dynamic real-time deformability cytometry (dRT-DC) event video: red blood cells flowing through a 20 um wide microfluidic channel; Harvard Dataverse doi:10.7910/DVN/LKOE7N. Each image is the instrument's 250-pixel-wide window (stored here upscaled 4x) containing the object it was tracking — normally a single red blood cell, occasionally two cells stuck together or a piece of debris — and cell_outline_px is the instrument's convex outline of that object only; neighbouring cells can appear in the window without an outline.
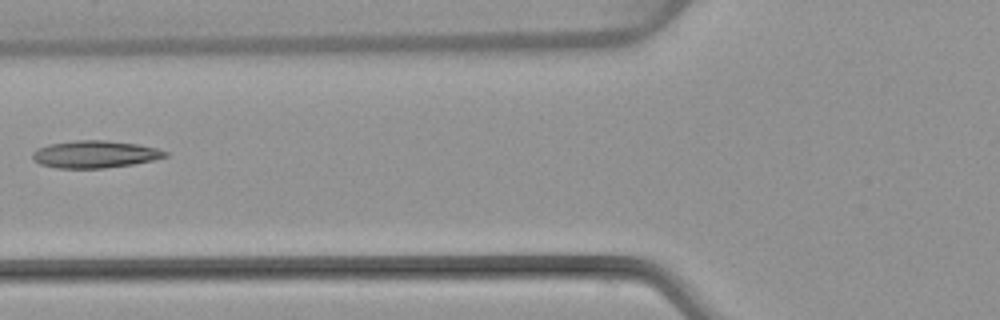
{"species": "common noctule bat (a hibernating species)", "species_latin": "Nyctalus noctula", "temperature_condition": "warm", "stored_images_in_passage": 6, "camera_frame_rate_fps": 3000, "um_per_image_px": 0.085, "animal": {"sex": "female", "body_mass_g": 22.7, "forearm_length_mm": 54.2}, "frame": {"image": 1, "passage_image": 5, "time_ms": 4.667, "image_size_px": [1000, 320], "cell_outline_px": [[168, 156], [152, 160], [132, 164], [104, 168], [56, 168], [40, 164], [32, 160], [32, 152], [36, 148], [48, 144], [76, 140], [104, 140], [136, 144], [156, 148], [168, 152]], "centroid_in_image_um": [8.01, 13.11], "position_along_channel_um": 117.8, "area_um2": 21.1}}
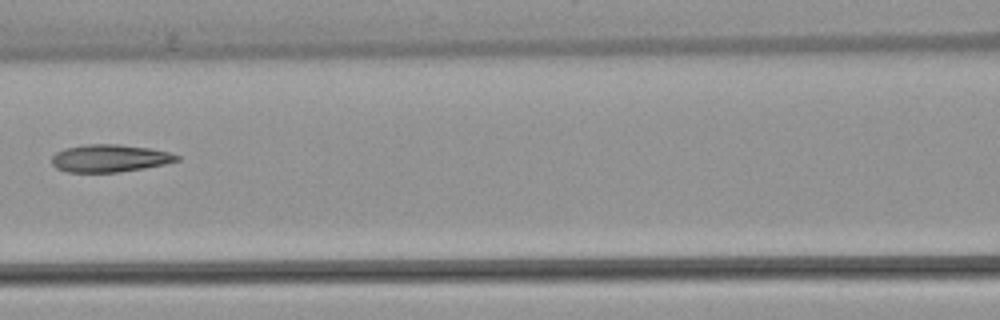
{"frame": {"image": 2, "passage_image": 6, "time_ms": 5.667, "image_size_px": [1000, 320], "cell_outline_px": [[180, 160], [164, 164], [144, 168], [120, 172], [68, 172], [56, 168], [52, 164], [52, 156], [56, 152], [64, 148], [84, 144], [116, 144], [148, 148], [168, 152], [180, 156]], "centroid_in_image_um": [9.3, 13.45], "position_along_channel_um": 157.3, "area_um2": 20.06}}